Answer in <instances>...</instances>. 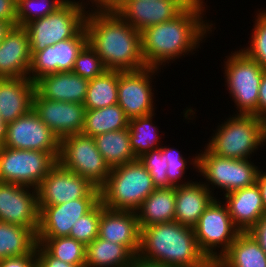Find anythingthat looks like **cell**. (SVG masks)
<instances>
[{
  "label": "cell",
  "mask_w": 266,
  "mask_h": 267,
  "mask_svg": "<svg viewBox=\"0 0 266 267\" xmlns=\"http://www.w3.org/2000/svg\"><path fill=\"white\" fill-rule=\"evenodd\" d=\"M193 0H113L109 5L139 32L174 19Z\"/></svg>",
  "instance_id": "5bb4252c"
},
{
  "label": "cell",
  "mask_w": 266,
  "mask_h": 267,
  "mask_svg": "<svg viewBox=\"0 0 266 267\" xmlns=\"http://www.w3.org/2000/svg\"><path fill=\"white\" fill-rule=\"evenodd\" d=\"M38 206H55L84 197H100V188L57 163L37 188Z\"/></svg>",
  "instance_id": "4fadbf2b"
},
{
  "label": "cell",
  "mask_w": 266,
  "mask_h": 267,
  "mask_svg": "<svg viewBox=\"0 0 266 267\" xmlns=\"http://www.w3.org/2000/svg\"><path fill=\"white\" fill-rule=\"evenodd\" d=\"M266 253V213L248 231Z\"/></svg>",
  "instance_id": "7bdbcfd3"
},
{
  "label": "cell",
  "mask_w": 266,
  "mask_h": 267,
  "mask_svg": "<svg viewBox=\"0 0 266 267\" xmlns=\"http://www.w3.org/2000/svg\"><path fill=\"white\" fill-rule=\"evenodd\" d=\"M0 20L17 25L16 0H0Z\"/></svg>",
  "instance_id": "ee69618b"
},
{
  "label": "cell",
  "mask_w": 266,
  "mask_h": 267,
  "mask_svg": "<svg viewBox=\"0 0 266 267\" xmlns=\"http://www.w3.org/2000/svg\"><path fill=\"white\" fill-rule=\"evenodd\" d=\"M32 109L60 140L83 131L84 104L45 99L35 91Z\"/></svg>",
  "instance_id": "ac0fdd59"
},
{
  "label": "cell",
  "mask_w": 266,
  "mask_h": 267,
  "mask_svg": "<svg viewBox=\"0 0 266 267\" xmlns=\"http://www.w3.org/2000/svg\"><path fill=\"white\" fill-rule=\"evenodd\" d=\"M149 172L153 184L156 188H170L173 187L168 182L167 177V159L166 155L161 151V147L153 149L150 152L143 154L138 158Z\"/></svg>",
  "instance_id": "f35d334b"
},
{
  "label": "cell",
  "mask_w": 266,
  "mask_h": 267,
  "mask_svg": "<svg viewBox=\"0 0 266 267\" xmlns=\"http://www.w3.org/2000/svg\"><path fill=\"white\" fill-rule=\"evenodd\" d=\"M129 118L118 105L86 110L84 127L81 134L95 137L110 131L128 128Z\"/></svg>",
  "instance_id": "f546056e"
},
{
  "label": "cell",
  "mask_w": 266,
  "mask_h": 267,
  "mask_svg": "<svg viewBox=\"0 0 266 267\" xmlns=\"http://www.w3.org/2000/svg\"><path fill=\"white\" fill-rule=\"evenodd\" d=\"M67 0H16L17 25L29 23L55 12Z\"/></svg>",
  "instance_id": "e575fe53"
},
{
  "label": "cell",
  "mask_w": 266,
  "mask_h": 267,
  "mask_svg": "<svg viewBox=\"0 0 266 267\" xmlns=\"http://www.w3.org/2000/svg\"><path fill=\"white\" fill-rule=\"evenodd\" d=\"M256 183L259 186L260 194L262 197L264 209L266 212V172H263L262 170L258 172Z\"/></svg>",
  "instance_id": "7dc6e473"
},
{
  "label": "cell",
  "mask_w": 266,
  "mask_h": 267,
  "mask_svg": "<svg viewBox=\"0 0 266 267\" xmlns=\"http://www.w3.org/2000/svg\"><path fill=\"white\" fill-rule=\"evenodd\" d=\"M192 164L203 179L208 181L203 183L209 190L214 187L225 190L224 195L244 187L252 186L256 183L259 172L258 166L249 159H230L211 153L207 148L202 153L195 155ZM210 184L214 186L212 189Z\"/></svg>",
  "instance_id": "52a82bcc"
},
{
  "label": "cell",
  "mask_w": 266,
  "mask_h": 267,
  "mask_svg": "<svg viewBox=\"0 0 266 267\" xmlns=\"http://www.w3.org/2000/svg\"><path fill=\"white\" fill-rule=\"evenodd\" d=\"M214 267H266V253L248 232H241Z\"/></svg>",
  "instance_id": "4316f807"
},
{
  "label": "cell",
  "mask_w": 266,
  "mask_h": 267,
  "mask_svg": "<svg viewBox=\"0 0 266 267\" xmlns=\"http://www.w3.org/2000/svg\"><path fill=\"white\" fill-rule=\"evenodd\" d=\"M58 163L50 153L0 146V182L37 189L49 171Z\"/></svg>",
  "instance_id": "8fae6325"
},
{
  "label": "cell",
  "mask_w": 266,
  "mask_h": 267,
  "mask_svg": "<svg viewBox=\"0 0 266 267\" xmlns=\"http://www.w3.org/2000/svg\"><path fill=\"white\" fill-rule=\"evenodd\" d=\"M5 130H6V123L0 116V146L3 144L4 137H5Z\"/></svg>",
  "instance_id": "681fc988"
},
{
  "label": "cell",
  "mask_w": 266,
  "mask_h": 267,
  "mask_svg": "<svg viewBox=\"0 0 266 267\" xmlns=\"http://www.w3.org/2000/svg\"><path fill=\"white\" fill-rule=\"evenodd\" d=\"M83 1L67 0L55 12L25 26L32 56L47 46L74 38L85 27L88 11Z\"/></svg>",
  "instance_id": "8992f818"
},
{
  "label": "cell",
  "mask_w": 266,
  "mask_h": 267,
  "mask_svg": "<svg viewBox=\"0 0 266 267\" xmlns=\"http://www.w3.org/2000/svg\"><path fill=\"white\" fill-rule=\"evenodd\" d=\"M221 202L215 198L193 227L199 249L213 265L241 233L234 225L227 205Z\"/></svg>",
  "instance_id": "9c48e42d"
},
{
  "label": "cell",
  "mask_w": 266,
  "mask_h": 267,
  "mask_svg": "<svg viewBox=\"0 0 266 267\" xmlns=\"http://www.w3.org/2000/svg\"><path fill=\"white\" fill-rule=\"evenodd\" d=\"M138 256L171 267H214L199 249L193 228L176 221L142 228Z\"/></svg>",
  "instance_id": "3957f363"
},
{
  "label": "cell",
  "mask_w": 266,
  "mask_h": 267,
  "mask_svg": "<svg viewBox=\"0 0 266 267\" xmlns=\"http://www.w3.org/2000/svg\"><path fill=\"white\" fill-rule=\"evenodd\" d=\"M99 201L100 197H84L55 206H38L40 213L36 238L69 236L75 222Z\"/></svg>",
  "instance_id": "d6986e66"
},
{
  "label": "cell",
  "mask_w": 266,
  "mask_h": 267,
  "mask_svg": "<svg viewBox=\"0 0 266 267\" xmlns=\"http://www.w3.org/2000/svg\"><path fill=\"white\" fill-rule=\"evenodd\" d=\"M113 0H104V5H110Z\"/></svg>",
  "instance_id": "816d5d0a"
},
{
  "label": "cell",
  "mask_w": 266,
  "mask_h": 267,
  "mask_svg": "<svg viewBox=\"0 0 266 267\" xmlns=\"http://www.w3.org/2000/svg\"><path fill=\"white\" fill-rule=\"evenodd\" d=\"M203 1L193 0L174 19L141 31L142 55L146 66L160 68L199 48L202 39L212 32L211 25H214L203 20L206 10Z\"/></svg>",
  "instance_id": "6da1fadb"
},
{
  "label": "cell",
  "mask_w": 266,
  "mask_h": 267,
  "mask_svg": "<svg viewBox=\"0 0 266 267\" xmlns=\"http://www.w3.org/2000/svg\"><path fill=\"white\" fill-rule=\"evenodd\" d=\"M87 43L88 34L84 27L74 38L62 40L36 52L31 58L28 78L35 82L47 74L72 72L79 52Z\"/></svg>",
  "instance_id": "e0dca14e"
},
{
  "label": "cell",
  "mask_w": 266,
  "mask_h": 267,
  "mask_svg": "<svg viewBox=\"0 0 266 267\" xmlns=\"http://www.w3.org/2000/svg\"><path fill=\"white\" fill-rule=\"evenodd\" d=\"M224 123V124H223ZM214 131L206 147L211 153L230 159H250L266 142L265 119L235 114Z\"/></svg>",
  "instance_id": "5b68a950"
},
{
  "label": "cell",
  "mask_w": 266,
  "mask_h": 267,
  "mask_svg": "<svg viewBox=\"0 0 266 267\" xmlns=\"http://www.w3.org/2000/svg\"><path fill=\"white\" fill-rule=\"evenodd\" d=\"M258 93V117L266 120V72L261 79Z\"/></svg>",
  "instance_id": "f6af8a7d"
},
{
  "label": "cell",
  "mask_w": 266,
  "mask_h": 267,
  "mask_svg": "<svg viewBox=\"0 0 266 267\" xmlns=\"http://www.w3.org/2000/svg\"><path fill=\"white\" fill-rule=\"evenodd\" d=\"M31 58L26 28L13 26L0 43V78L28 77Z\"/></svg>",
  "instance_id": "44dd1931"
},
{
  "label": "cell",
  "mask_w": 266,
  "mask_h": 267,
  "mask_svg": "<svg viewBox=\"0 0 266 267\" xmlns=\"http://www.w3.org/2000/svg\"><path fill=\"white\" fill-rule=\"evenodd\" d=\"M36 244V234L30 228L0 221V260L29 254Z\"/></svg>",
  "instance_id": "4dcf8cb0"
},
{
  "label": "cell",
  "mask_w": 266,
  "mask_h": 267,
  "mask_svg": "<svg viewBox=\"0 0 266 267\" xmlns=\"http://www.w3.org/2000/svg\"><path fill=\"white\" fill-rule=\"evenodd\" d=\"M119 71L107 70L89 80L84 107L94 110L118 104Z\"/></svg>",
  "instance_id": "1f68e13d"
},
{
  "label": "cell",
  "mask_w": 266,
  "mask_h": 267,
  "mask_svg": "<svg viewBox=\"0 0 266 267\" xmlns=\"http://www.w3.org/2000/svg\"><path fill=\"white\" fill-rule=\"evenodd\" d=\"M175 216L174 221L193 228L200 216L216 198L203 182H191L175 187Z\"/></svg>",
  "instance_id": "d4e9b609"
},
{
  "label": "cell",
  "mask_w": 266,
  "mask_h": 267,
  "mask_svg": "<svg viewBox=\"0 0 266 267\" xmlns=\"http://www.w3.org/2000/svg\"><path fill=\"white\" fill-rule=\"evenodd\" d=\"M129 267H171V266L165 265L163 263L148 261L136 255L133 258L132 263Z\"/></svg>",
  "instance_id": "bcb514c9"
},
{
  "label": "cell",
  "mask_w": 266,
  "mask_h": 267,
  "mask_svg": "<svg viewBox=\"0 0 266 267\" xmlns=\"http://www.w3.org/2000/svg\"><path fill=\"white\" fill-rule=\"evenodd\" d=\"M105 71H107V69L100 56L87 43L79 52L74 62L72 72L81 76L82 78L91 80L102 75Z\"/></svg>",
  "instance_id": "74e56055"
},
{
  "label": "cell",
  "mask_w": 266,
  "mask_h": 267,
  "mask_svg": "<svg viewBox=\"0 0 266 267\" xmlns=\"http://www.w3.org/2000/svg\"><path fill=\"white\" fill-rule=\"evenodd\" d=\"M175 201V187L156 188L136 211L140 230L156 223L173 222Z\"/></svg>",
  "instance_id": "484cf974"
},
{
  "label": "cell",
  "mask_w": 266,
  "mask_h": 267,
  "mask_svg": "<svg viewBox=\"0 0 266 267\" xmlns=\"http://www.w3.org/2000/svg\"><path fill=\"white\" fill-rule=\"evenodd\" d=\"M15 26L11 22H5L0 20V43L4 40L7 36L8 32Z\"/></svg>",
  "instance_id": "c3c4849f"
},
{
  "label": "cell",
  "mask_w": 266,
  "mask_h": 267,
  "mask_svg": "<svg viewBox=\"0 0 266 267\" xmlns=\"http://www.w3.org/2000/svg\"><path fill=\"white\" fill-rule=\"evenodd\" d=\"M156 189L139 159L114 167L100 187V201L111 210L137 211Z\"/></svg>",
  "instance_id": "277c9868"
},
{
  "label": "cell",
  "mask_w": 266,
  "mask_h": 267,
  "mask_svg": "<svg viewBox=\"0 0 266 267\" xmlns=\"http://www.w3.org/2000/svg\"><path fill=\"white\" fill-rule=\"evenodd\" d=\"M154 113L129 119L130 146L138 159L143 154L161 147L158 127L152 122Z\"/></svg>",
  "instance_id": "d6a6232c"
},
{
  "label": "cell",
  "mask_w": 266,
  "mask_h": 267,
  "mask_svg": "<svg viewBox=\"0 0 266 267\" xmlns=\"http://www.w3.org/2000/svg\"><path fill=\"white\" fill-rule=\"evenodd\" d=\"M95 7L87 12L85 29L88 44L100 56L106 69L133 71L145 68L141 32L125 22L109 5Z\"/></svg>",
  "instance_id": "7a4b0ae2"
},
{
  "label": "cell",
  "mask_w": 266,
  "mask_h": 267,
  "mask_svg": "<svg viewBox=\"0 0 266 267\" xmlns=\"http://www.w3.org/2000/svg\"><path fill=\"white\" fill-rule=\"evenodd\" d=\"M58 163L65 169L88 179L100 188L110 174V167L98 151L94 138L75 134L60 140Z\"/></svg>",
  "instance_id": "30bf717a"
},
{
  "label": "cell",
  "mask_w": 266,
  "mask_h": 267,
  "mask_svg": "<svg viewBox=\"0 0 266 267\" xmlns=\"http://www.w3.org/2000/svg\"><path fill=\"white\" fill-rule=\"evenodd\" d=\"M226 58L224 77L237 114L258 116V91L266 70L240 49Z\"/></svg>",
  "instance_id": "ba28073f"
},
{
  "label": "cell",
  "mask_w": 266,
  "mask_h": 267,
  "mask_svg": "<svg viewBox=\"0 0 266 267\" xmlns=\"http://www.w3.org/2000/svg\"><path fill=\"white\" fill-rule=\"evenodd\" d=\"M104 205L99 201L88 213L81 216L73 225L69 237L90 244L99 235V222Z\"/></svg>",
  "instance_id": "d590c367"
},
{
  "label": "cell",
  "mask_w": 266,
  "mask_h": 267,
  "mask_svg": "<svg viewBox=\"0 0 266 267\" xmlns=\"http://www.w3.org/2000/svg\"><path fill=\"white\" fill-rule=\"evenodd\" d=\"M134 257L124 245L97 237L86 246L85 267H129Z\"/></svg>",
  "instance_id": "83f0119b"
},
{
  "label": "cell",
  "mask_w": 266,
  "mask_h": 267,
  "mask_svg": "<svg viewBox=\"0 0 266 267\" xmlns=\"http://www.w3.org/2000/svg\"><path fill=\"white\" fill-rule=\"evenodd\" d=\"M91 3L93 4L91 7L95 6H99V5H104V0H90Z\"/></svg>",
  "instance_id": "f907efd6"
},
{
  "label": "cell",
  "mask_w": 266,
  "mask_h": 267,
  "mask_svg": "<svg viewBox=\"0 0 266 267\" xmlns=\"http://www.w3.org/2000/svg\"><path fill=\"white\" fill-rule=\"evenodd\" d=\"M93 138L110 169L137 160L130 146L128 128L110 131Z\"/></svg>",
  "instance_id": "f1b7e54d"
},
{
  "label": "cell",
  "mask_w": 266,
  "mask_h": 267,
  "mask_svg": "<svg viewBox=\"0 0 266 267\" xmlns=\"http://www.w3.org/2000/svg\"><path fill=\"white\" fill-rule=\"evenodd\" d=\"M39 213L37 189L0 182L1 222L28 227L36 234L39 228Z\"/></svg>",
  "instance_id": "2e32d148"
},
{
  "label": "cell",
  "mask_w": 266,
  "mask_h": 267,
  "mask_svg": "<svg viewBox=\"0 0 266 267\" xmlns=\"http://www.w3.org/2000/svg\"><path fill=\"white\" fill-rule=\"evenodd\" d=\"M250 46L241 50L251 59L258 62L266 70V10L258 11Z\"/></svg>",
  "instance_id": "8d00e7d4"
},
{
  "label": "cell",
  "mask_w": 266,
  "mask_h": 267,
  "mask_svg": "<svg viewBox=\"0 0 266 267\" xmlns=\"http://www.w3.org/2000/svg\"><path fill=\"white\" fill-rule=\"evenodd\" d=\"M141 230L135 211L111 210L101 212L98 237L124 245L134 256L140 250Z\"/></svg>",
  "instance_id": "ffe728a7"
},
{
  "label": "cell",
  "mask_w": 266,
  "mask_h": 267,
  "mask_svg": "<svg viewBox=\"0 0 266 267\" xmlns=\"http://www.w3.org/2000/svg\"><path fill=\"white\" fill-rule=\"evenodd\" d=\"M89 80L73 72L44 75L35 81V91L45 99L84 104Z\"/></svg>",
  "instance_id": "603a6c76"
},
{
  "label": "cell",
  "mask_w": 266,
  "mask_h": 267,
  "mask_svg": "<svg viewBox=\"0 0 266 267\" xmlns=\"http://www.w3.org/2000/svg\"><path fill=\"white\" fill-rule=\"evenodd\" d=\"M158 69L146 66L139 70L119 71L118 105L129 119L155 113L151 80Z\"/></svg>",
  "instance_id": "9a60e30c"
},
{
  "label": "cell",
  "mask_w": 266,
  "mask_h": 267,
  "mask_svg": "<svg viewBox=\"0 0 266 267\" xmlns=\"http://www.w3.org/2000/svg\"><path fill=\"white\" fill-rule=\"evenodd\" d=\"M224 198L231 219L240 232H248L266 213L257 183L230 192Z\"/></svg>",
  "instance_id": "cb8c5ba5"
},
{
  "label": "cell",
  "mask_w": 266,
  "mask_h": 267,
  "mask_svg": "<svg viewBox=\"0 0 266 267\" xmlns=\"http://www.w3.org/2000/svg\"><path fill=\"white\" fill-rule=\"evenodd\" d=\"M161 151L166 155L167 159V177L168 182L173 186L177 187L180 185L189 184L192 181L184 182L181 180V178L185 174L186 166H187V160L180 154V151H178L176 148H170L167 146H161ZM182 181V182H181ZM181 182V183H179Z\"/></svg>",
  "instance_id": "ab89813d"
},
{
  "label": "cell",
  "mask_w": 266,
  "mask_h": 267,
  "mask_svg": "<svg viewBox=\"0 0 266 267\" xmlns=\"http://www.w3.org/2000/svg\"><path fill=\"white\" fill-rule=\"evenodd\" d=\"M51 256L77 266H85L86 246L69 236L56 238H36Z\"/></svg>",
  "instance_id": "836d02e7"
},
{
  "label": "cell",
  "mask_w": 266,
  "mask_h": 267,
  "mask_svg": "<svg viewBox=\"0 0 266 267\" xmlns=\"http://www.w3.org/2000/svg\"><path fill=\"white\" fill-rule=\"evenodd\" d=\"M35 82L28 77L0 78V116L8 124L32 110Z\"/></svg>",
  "instance_id": "7402d4cb"
},
{
  "label": "cell",
  "mask_w": 266,
  "mask_h": 267,
  "mask_svg": "<svg viewBox=\"0 0 266 267\" xmlns=\"http://www.w3.org/2000/svg\"><path fill=\"white\" fill-rule=\"evenodd\" d=\"M2 146L50 152L57 160L60 153V139L33 109L26 115L6 124Z\"/></svg>",
  "instance_id": "7c38bea8"
},
{
  "label": "cell",
  "mask_w": 266,
  "mask_h": 267,
  "mask_svg": "<svg viewBox=\"0 0 266 267\" xmlns=\"http://www.w3.org/2000/svg\"><path fill=\"white\" fill-rule=\"evenodd\" d=\"M37 263L41 267H85L69 264L51 256L39 243L36 244Z\"/></svg>",
  "instance_id": "b9f144b4"
},
{
  "label": "cell",
  "mask_w": 266,
  "mask_h": 267,
  "mask_svg": "<svg viewBox=\"0 0 266 267\" xmlns=\"http://www.w3.org/2000/svg\"><path fill=\"white\" fill-rule=\"evenodd\" d=\"M36 265V247L29 254L23 256H13L0 260V267H36Z\"/></svg>",
  "instance_id": "60d3db41"
}]
</instances>
